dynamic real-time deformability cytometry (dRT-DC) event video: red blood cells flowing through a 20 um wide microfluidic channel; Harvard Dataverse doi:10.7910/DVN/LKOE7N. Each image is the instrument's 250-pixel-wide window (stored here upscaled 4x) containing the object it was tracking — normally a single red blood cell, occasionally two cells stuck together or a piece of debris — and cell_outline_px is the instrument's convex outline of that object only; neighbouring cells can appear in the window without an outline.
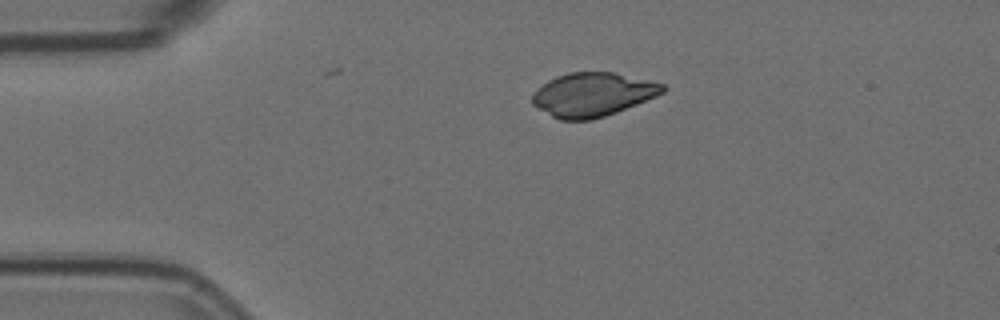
{"species": "Egyptian fruit bat (a non-hibernating species)", "species_latin": "Rousettus aegyptiacus", "temperature_condition": "room temperature", "stored_images_in_passage": 2, "camera_frame_rate_fps": 3000, "um_per_image_px": 0.085, "animal": {"sex": "female"}, "frame": {"image": 1, "passage_image": 1, "time_ms": 0.0, "image_size_px": [1000, 320], "cell_outline_px": [[668, 88], [664, 92], [656, 96], [616, 112], [592, 120], [560, 120], [552, 116], [532, 104], [532, 96], [548, 80], [556, 76], [568, 72], [612, 72], [664, 84]], "centroid_in_image_um": [50.39, 8.04], "position_along_channel_um": 34.6, "area_um2": 32.89}}